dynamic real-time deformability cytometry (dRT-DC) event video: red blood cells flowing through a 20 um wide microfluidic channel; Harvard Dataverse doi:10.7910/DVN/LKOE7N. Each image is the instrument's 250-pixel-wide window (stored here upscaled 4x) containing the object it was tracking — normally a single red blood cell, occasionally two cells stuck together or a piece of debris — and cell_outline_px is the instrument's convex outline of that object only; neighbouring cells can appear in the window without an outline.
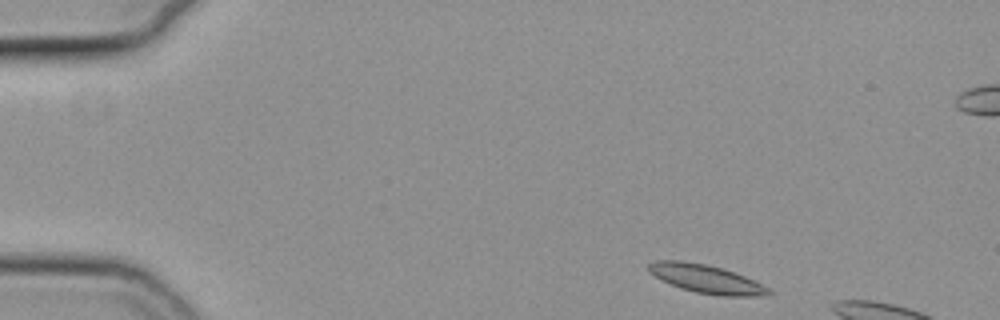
{"species": "common noctule bat (a hibernating species)", "species_latin": "Nyctalus noctula", "temperature_condition": "cold", "stored_images_in_passage": 7, "camera_frame_rate_fps": 3000, "um_per_image_px": 0.085, "animal": {"sex": "female", "body_mass_g": 19.3, "forearm_length_mm": 54.1}, "frame": {"image": 1, "passage_image": 1, "time_ms": 0.0, "image_size_px": [1000, 320], "cell_outline_px": [[772, 296], [720, 296], [696, 292], [680, 288], [648, 272], [648, 264], [656, 260], [680, 260], [704, 264], [724, 268], [744, 276], [768, 288], [772, 292]], "centroid_in_image_um": [60.05, 23.71], "position_along_channel_um": 25.0, "area_um2": 19.77}}